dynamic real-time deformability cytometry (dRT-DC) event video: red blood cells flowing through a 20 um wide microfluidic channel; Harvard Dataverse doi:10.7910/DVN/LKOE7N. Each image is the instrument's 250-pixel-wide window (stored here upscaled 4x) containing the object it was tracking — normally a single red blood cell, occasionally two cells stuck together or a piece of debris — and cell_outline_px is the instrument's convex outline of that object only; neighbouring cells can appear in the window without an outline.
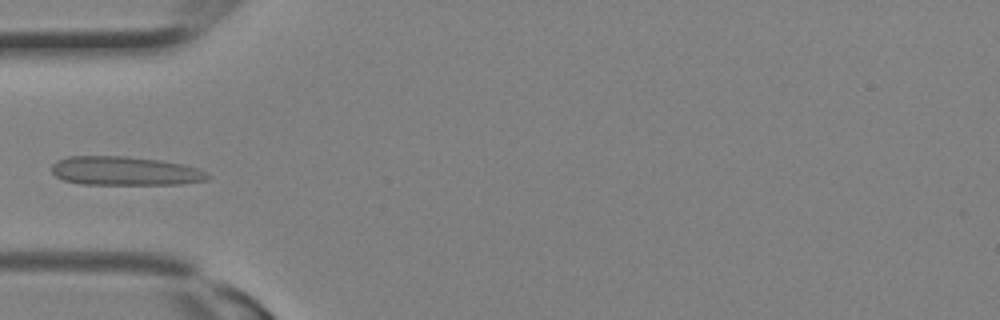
{"species": "Egyptian fruit bat (a non-hibernating species)", "species_latin": "Rousettus aegyptiacus", "temperature_condition": "room temperature", "stored_images_in_passage": 8, "camera_frame_rate_fps": 3000, "um_per_image_px": 0.085, "animal": {"sex": "female"}, "frame": {"image": 1, "passage_image": 7, "time_ms": 2.0, "image_size_px": [1000, 320], "cell_outline_px": [[212, 176], [208, 180], [180, 184], [80, 184], [64, 180], [56, 176], [52, 172], [52, 164], [56, 160], [68, 156], [128, 156], [160, 160], [184, 164], [196, 168]], "centroid_in_image_um": [10.61, 14.53], "position_along_channel_um": 74.4, "area_um2": 26.36}}